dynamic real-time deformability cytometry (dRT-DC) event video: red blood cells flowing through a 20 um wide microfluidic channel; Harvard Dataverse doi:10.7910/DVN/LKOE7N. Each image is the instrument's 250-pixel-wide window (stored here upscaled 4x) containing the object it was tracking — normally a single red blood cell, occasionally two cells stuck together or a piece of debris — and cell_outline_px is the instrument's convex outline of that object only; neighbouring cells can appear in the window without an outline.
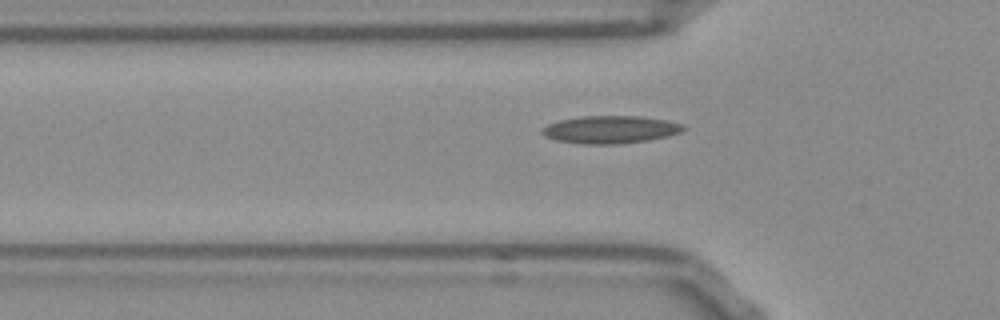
{"species": "Egyptian fruit bat (a non-hibernating species)", "species_latin": "Rousettus aegyptiacus", "temperature_condition": "room temperature", "stored_images_in_passage": 37, "camera_frame_rate_fps": 3000, "um_per_image_px": 0.085, "frame": {"image": 1, "passage_image": 4, "time_ms": 1.0, "image_size_px": [1000, 320], "cell_outline_px": [[684, 128], [680, 132], [668, 136], [648, 140], [620, 144], [584, 144], [556, 140], [544, 136], [540, 132], [540, 128], [548, 124], [560, 120], [580, 116], [640, 116], [668, 120], [684, 124]], "centroid_in_image_um": [51.86, 11.01], "position_along_channel_um": 73.9, "area_um2": 22.89}}
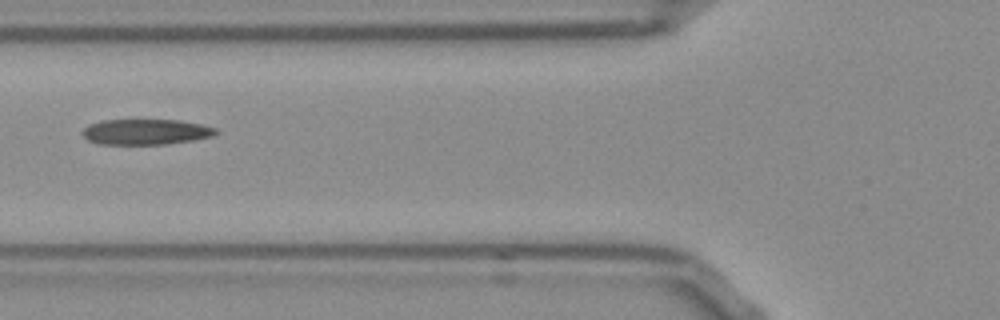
{"frame": {"image": 2, "passage_image": 7, "time_ms": 2.0, "image_size_px": [1000, 320], "cell_outline_px": [[220, 132], [216, 136], [168, 144], [100, 144], [88, 140], [80, 132], [88, 124], [100, 120], [180, 120], [204, 124], [216, 128]], "centroid_in_image_um": [12.44, 11.2], "position_along_channel_um": 113.4, "area_um2": 20.17}}
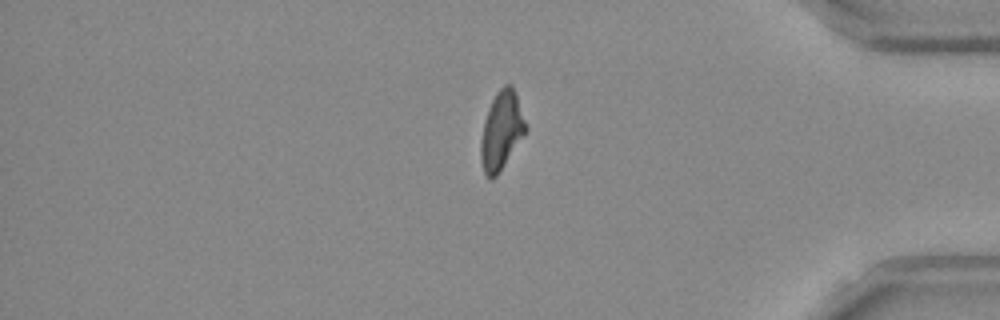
{"frame": {"image": 3, "passage_image": 31, "time_ms": 10.0, "image_size_px": [1000, 320], "cell_outline_px": [[528, 128], [496, 176], [492, 180], [488, 180], [484, 172], [480, 160], [480, 140], [484, 120], [488, 108], [496, 92], [504, 84], [512, 84]], "centroid_in_image_um": [42.59, 11.1], "position_along_channel_um": 392.6, "area_um2": 20.35}, "authors_computed_cell_mechanics": {"area_um2": 20.4034, "velocity_mm_per_s": 3.8607, "shape_relaxation_time_tau1_ms": null, "shape_relaxation_time_tau2_ms": 5.8519, "deformation_change_tau1": null, "deformation_change_tau2": 0.1603}}